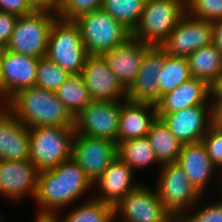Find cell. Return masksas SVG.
I'll list each match as a JSON object with an SVG mask.
<instances>
[{
    "mask_svg": "<svg viewBox=\"0 0 222 222\" xmlns=\"http://www.w3.org/2000/svg\"><path fill=\"white\" fill-rule=\"evenodd\" d=\"M156 159L162 165L177 161L183 143L172 134L162 119L158 118L151 125L147 134Z\"/></svg>",
    "mask_w": 222,
    "mask_h": 222,
    "instance_id": "d4e9b609",
    "label": "cell"
},
{
    "mask_svg": "<svg viewBox=\"0 0 222 222\" xmlns=\"http://www.w3.org/2000/svg\"><path fill=\"white\" fill-rule=\"evenodd\" d=\"M35 10L28 0H0V11L8 12L16 16L28 15Z\"/></svg>",
    "mask_w": 222,
    "mask_h": 222,
    "instance_id": "8d00e7d4",
    "label": "cell"
},
{
    "mask_svg": "<svg viewBox=\"0 0 222 222\" xmlns=\"http://www.w3.org/2000/svg\"><path fill=\"white\" fill-rule=\"evenodd\" d=\"M46 57L70 75H80L88 57L79 26L59 17L54 21Z\"/></svg>",
    "mask_w": 222,
    "mask_h": 222,
    "instance_id": "5b68a950",
    "label": "cell"
},
{
    "mask_svg": "<svg viewBox=\"0 0 222 222\" xmlns=\"http://www.w3.org/2000/svg\"><path fill=\"white\" fill-rule=\"evenodd\" d=\"M103 0H58L57 16L66 21H74L79 16L101 9Z\"/></svg>",
    "mask_w": 222,
    "mask_h": 222,
    "instance_id": "1f68e13d",
    "label": "cell"
},
{
    "mask_svg": "<svg viewBox=\"0 0 222 222\" xmlns=\"http://www.w3.org/2000/svg\"><path fill=\"white\" fill-rule=\"evenodd\" d=\"M58 18L56 10H35L18 16L7 50L26 56H46L50 31Z\"/></svg>",
    "mask_w": 222,
    "mask_h": 222,
    "instance_id": "8992f818",
    "label": "cell"
},
{
    "mask_svg": "<svg viewBox=\"0 0 222 222\" xmlns=\"http://www.w3.org/2000/svg\"><path fill=\"white\" fill-rule=\"evenodd\" d=\"M211 203L206 204L205 207L203 205L199 209L193 207V210H190L193 214L183 215L184 222H222V199ZM194 208L197 209L195 212Z\"/></svg>",
    "mask_w": 222,
    "mask_h": 222,
    "instance_id": "e575fe53",
    "label": "cell"
},
{
    "mask_svg": "<svg viewBox=\"0 0 222 222\" xmlns=\"http://www.w3.org/2000/svg\"><path fill=\"white\" fill-rule=\"evenodd\" d=\"M34 222H57L54 217H36Z\"/></svg>",
    "mask_w": 222,
    "mask_h": 222,
    "instance_id": "ee69618b",
    "label": "cell"
},
{
    "mask_svg": "<svg viewBox=\"0 0 222 222\" xmlns=\"http://www.w3.org/2000/svg\"><path fill=\"white\" fill-rule=\"evenodd\" d=\"M39 59L4 49L3 104L17 91L35 86Z\"/></svg>",
    "mask_w": 222,
    "mask_h": 222,
    "instance_id": "e0dca14e",
    "label": "cell"
},
{
    "mask_svg": "<svg viewBox=\"0 0 222 222\" xmlns=\"http://www.w3.org/2000/svg\"><path fill=\"white\" fill-rule=\"evenodd\" d=\"M121 101L93 100L74 118L75 133L107 138L117 144Z\"/></svg>",
    "mask_w": 222,
    "mask_h": 222,
    "instance_id": "9c48e42d",
    "label": "cell"
},
{
    "mask_svg": "<svg viewBox=\"0 0 222 222\" xmlns=\"http://www.w3.org/2000/svg\"><path fill=\"white\" fill-rule=\"evenodd\" d=\"M186 13L208 22L222 19V0H185Z\"/></svg>",
    "mask_w": 222,
    "mask_h": 222,
    "instance_id": "d6a6232c",
    "label": "cell"
},
{
    "mask_svg": "<svg viewBox=\"0 0 222 222\" xmlns=\"http://www.w3.org/2000/svg\"><path fill=\"white\" fill-rule=\"evenodd\" d=\"M183 144L198 143L213 125L212 105L184 108L169 114H157Z\"/></svg>",
    "mask_w": 222,
    "mask_h": 222,
    "instance_id": "4fadbf2b",
    "label": "cell"
},
{
    "mask_svg": "<svg viewBox=\"0 0 222 222\" xmlns=\"http://www.w3.org/2000/svg\"><path fill=\"white\" fill-rule=\"evenodd\" d=\"M69 76L67 71L45 56L39 59L35 86L56 92Z\"/></svg>",
    "mask_w": 222,
    "mask_h": 222,
    "instance_id": "4dcf8cb0",
    "label": "cell"
},
{
    "mask_svg": "<svg viewBox=\"0 0 222 222\" xmlns=\"http://www.w3.org/2000/svg\"><path fill=\"white\" fill-rule=\"evenodd\" d=\"M36 10H56V0H28Z\"/></svg>",
    "mask_w": 222,
    "mask_h": 222,
    "instance_id": "ab89813d",
    "label": "cell"
},
{
    "mask_svg": "<svg viewBox=\"0 0 222 222\" xmlns=\"http://www.w3.org/2000/svg\"><path fill=\"white\" fill-rule=\"evenodd\" d=\"M187 60L192 77L209 86L222 76V54L213 43L193 52Z\"/></svg>",
    "mask_w": 222,
    "mask_h": 222,
    "instance_id": "cb8c5ba5",
    "label": "cell"
},
{
    "mask_svg": "<svg viewBox=\"0 0 222 222\" xmlns=\"http://www.w3.org/2000/svg\"><path fill=\"white\" fill-rule=\"evenodd\" d=\"M39 170L30 159L0 160V195L18 202L26 196L35 198Z\"/></svg>",
    "mask_w": 222,
    "mask_h": 222,
    "instance_id": "5bb4252c",
    "label": "cell"
},
{
    "mask_svg": "<svg viewBox=\"0 0 222 222\" xmlns=\"http://www.w3.org/2000/svg\"><path fill=\"white\" fill-rule=\"evenodd\" d=\"M146 0H103L101 9L131 33L138 25Z\"/></svg>",
    "mask_w": 222,
    "mask_h": 222,
    "instance_id": "f546056e",
    "label": "cell"
},
{
    "mask_svg": "<svg viewBox=\"0 0 222 222\" xmlns=\"http://www.w3.org/2000/svg\"><path fill=\"white\" fill-rule=\"evenodd\" d=\"M4 48L0 47V102L3 104L2 56Z\"/></svg>",
    "mask_w": 222,
    "mask_h": 222,
    "instance_id": "b9f144b4",
    "label": "cell"
},
{
    "mask_svg": "<svg viewBox=\"0 0 222 222\" xmlns=\"http://www.w3.org/2000/svg\"><path fill=\"white\" fill-rule=\"evenodd\" d=\"M3 105L28 128L74 127V118L56 92L38 86L17 91Z\"/></svg>",
    "mask_w": 222,
    "mask_h": 222,
    "instance_id": "7a4b0ae2",
    "label": "cell"
},
{
    "mask_svg": "<svg viewBox=\"0 0 222 222\" xmlns=\"http://www.w3.org/2000/svg\"><path fill=\"white\" fill-rule=\"evenodd\" d=\"M29 136V159L39 170L57 167L72 158L74 127H33Z\"/></svg>",
    "mask_w": 222,
    "mask_h": 222,
    "instance_id": "277c9868",
    "label": "cell"
},
{
    "mask_svg": "<svg viewBox=\"0 0 222 222\" xmlns=\"http://www.w3.org/2000/svg\"><path fill=\"white\" fill-rule=\"evenodd\" d=\"M210 86L198 78H191L172 92L161 97L156 103L157 114H169L184 108L211 105Z\"/></svg>",
    "mask_w": 222,
    "mask_h": 222,
    "instance_id": "603a6c76",
    "label": "cell"
},
{
    "mask_svg": "<svg viewBox=\"0 0 222 222\" xmlns=\"http://www.w3.org/2000/svg\"><path fill=\"white\" fill-rule=\"evenodd\" d=\"M117 157V144L107 138H97L75 133L72 158L94 183Z\"/></svg>",
    "mask_w": 222,
    "mask_h": 222,
    "instance_id": "8fae6325",
    "label": "cell"
},
{
    "mask_svg": "<svg viewBox=\"0 0 222 222\" xmlns=\"http://www.w3.org/2000/svg\"><path fill=\"white\" fill-rule=\"evenodd\" d=\"M30 129L4 105L0 107V160L29 159Z\"/></svg>",
    "mask_w": 222,
    "mask_h": 222,
    "instance_id": "ffe728a7",
    "label": "cell"
},
{
    "mask_svg": "<svg viewBox=\"0 0 222 222\" xmlns=\"http://www.w3.org/2000/svg\"><path fill=\"white\" fill-rule=\"evenodd\" d=\"M143 183L114 206V222L118 214L123 222H161L169 215L156 190Z\"/></svg>",
    "mask_w": 222,
    "mask_h": 222,
    "instance_id": "7c38bea8",
    "label": "cell"
},
{
    "mask_svg": "<svg viewBox=\"0 0 222 222\" xmlns=\"http://www.w3.org/2000/svg\"><path fill=\"white\" fill-rule=\"evenodd\" d=\"M89 200L83 202L77 208L67 211L64 218L55 216L57 222H114V207L89 196Z\"/></svg>",
    "mask_w": 222,
    "mask_h": 222,
    "instance_id": "f1b7e54d",
    "label": "cell"
},
{
    "mask_svg": "<svg viewBox=\"0 0 222 222\" xmlns=\"http://www.w3.org/2000/svg\"><path fill=\"white\" fill-rule=\"evenodd\" d=\"M80 75L92 100L127 99V91L118 82L102 55H88Z\"/></svg>",
    "mask_w": 222,
    "mask_h": 222,
    "instance_id": "9a60e30c",
    "label": "cell"
},
{
    "mask_svg": "<svg viewBox=\"0 0 222 222\" xmlns=\"http://www.w3.org/2000/svg\"><path fill=\"white\" fill-rule=\"evenodd\" d=\"M79 26L88 55H102L131 37V32L102 9L79 16Z\"/></svg>",
    "mask_w": 222,
    "mask_h": 222,
    "instance_id": "52a82bcc",
    "label": "cell"
},
{
    "mask_svg": "<svg viewBox=\"0 0 222 222\" xmlns=\"http://www.w3.org/2000/svg\"><path fill=\"white\" fill-rule=\"evenodd\" d=\"M91 187L93 183L73 158L39 171L34 200L41 209L36 217L57 216L60 209L82 198Z\"/></svg>",
    "mask_w": 222,
    "mask_h": 222,
    "instance_id": "6da1fadb",
    "label": "cell"
},
{
    "mask_svg": "<svg viewBox=\"0 0 222 222\" xmlns=\"http://www.w3.org/2000/svg\"><path fill=\"white\" fill-rule=\"evenodd\" d=\"M185 13V0H146L131 36L160 47Z\"/></svg>",
    "mask_w": 222,
    "mask_h": 222,
    "instance_id": "3957f363",
    "label": "cell"
},
{
    "mask_svg": "<svg viewBox=\"0 0 222 222\" xmlns=\"http://www.w3.org/2000/svg\"><path fill=\"white\" fill-rule=\"evenodd\" d=\"M212 43V23L185 13L160 48L169 56L188 58Z\"/></svg>",
    "mask_w": 222,
    "mask_h": 222,
    "instance_id": "30bf717a",
    "label": "cell"
},
{
    "mask_svg": "<svg viewBox=\"0 0 222 222\" xmlns=\"http://www.w3.org/2000/svg\"><path fill=\"white\" fill-rule=\"evenodd\" d=\"M201 142L205 146L211 162L219 170L220 176L217 179H220L219 183L222 186V131L212 125Z\"/></svg>",
    "mask_w": 222,
    "mask_h": 222,
    "instance_id": "836d02e7",
    "label": "cell"
},
{
    "mask_svg": "<svg viewBox=\"0 0 222 222\" xmlns=\"http://www.w3.org/2000/svg\"><path fill=\"white\" fill-rule=\"evenodd\" d=\"M156 119V104L123 100L119 117L117 144L147 136Z\"/></svg>",
    "mask_w": 222,
    "mask_h": 222,
    "instance_id": "7402d4cb",
    "label": "cell"
},
{
    "mask_svg": "<svg viewBox=\"0 0 222 222\" xmlns=\"http://www.w3.org/2000/svg\"><path fill=\"white\" fill-rule=\"evenodd\" d=\"M213 125L222 131V106L213 111Z\"/></svg>",
    "mask_w": 222,
    "mask_h": 222,
    "instance_id": "60d3db41",
    "label": "cell"
},
{
    "mask_svg": "<svg viewBox=\"0 0 222 222\" xmlns=\"http://www.w3.org/2000/svg\"><path fill=\"white\" fill-rule=\"evenodd\" d=\"M210 99L213 111L222 106V76L210 86Z\"/></svg>",
    "mask_w": 222,
    "mask_h": 222,
    "instance_id": "74e56055",
    "label": "cell"
},
{
    "mask_svg": "<svg viewBox=\"0 0 222 222\" xmlns=\"http://www.w3.org/2000/svg\"><path fill=\"white\" fill-rule=\"evenodd\" d=\"M159 169L161 170L155 190L167 212L181 216L190 213L203 196L176 162L162 164Z\"/></svg>",
    "mask_w": 222,
    "mask_h": 222,
    "instance_id": "ba28073f",
    "label": "cell"
},
{
    "mask_svg": "<svg viewBox=\"0 0 222 222\" xmlns=\"http://www.w3.org/2000/svg\"><path fill=\"white\" fill-rule=\"evenodd\" d=\"M56 96L73 118L93 101L81 75H70Z\"/></svg>",
    "mask_w": 222,
    "mask_h": 222,
    "instance_id": "4316f807",
    "label": "cell"
},
{
    "mask_svg": "<svg viewBox=\"0 0 222 222\" xmlns=\"http://www.w3.org/2000/svg\"><path fill=\"white\" fill-rule=\"evenodd\" d=\"M192 78L187 58L169 56L164 52V63L158 75L159 100L183 82Z\"/></svg>",
    "mask_w": 222,
    "mask_h": 222,
    "instance_id": "83f0119b",
    "label": "cell"
},
{
    "mask_svg": "<svg viewBox=\"0 0 222 222\" xmlns=\"http://www.w3.org/2000/svg\"><path fill=\"white\" fill-rule=\"evenodd\" d=\"M161 222H184L183 216L177 214H169Z\"/></svg>",
    "mask_w": 222,
    "mask_h": 222,
    "instance_id": "7bdbcfd3",
    "label": "cell"
},
{
    "mask_svg": "<svg viewBox=\"0 0 222 222\" xmlns=\"http://www.w3.org/2000/svg\"><path fill=\"white\" fill-rule=\"evenodd\" d=\"M176 163L183 169L190 183L204 196L207 185L210 184L218 169L211 162L202 142L184 144Z\"/></svg>",
    "mask_w": 222,
    "mask_h": 222,
    "instance_id": "44dd1931",
    "label": "cell"
},
{
    "mask_svg": "<svg viewBox=\"0 0 222 222\" xmlns=\"http://www.w3.org/2000/svg\"><path fill=\"white\" fill-rule=\"evenodd\" d=\"M213 44L222 54V19L212 23Z\"/></svg>",
    "mask_w": 222,
    "mask_h": 222,
    "instance_id": "f35d334b",
    "label": "cell"
},
{
    "mask_svg": "<svg viewBox=\"0 0 222 222\" xmlns=\"http://www.w3.org/2000/svg\"><path fill=\"white\" fill-rule=\"evenodd\" d=\"M151 47V45L131 36L124 43L102 54L109 69L126 91L134 82L143 57Z\"/></svg>",
    "mask_w": 222,
    "mask_h": 222,
    "instance_id": "2e32d148",
    "label": "cell"
},
{
    "mask_svg": "<svg viewBox=\"0 0 222 222\" xmlns=\"http://www.w3.org/2000/svg\"><path fill=\"white\" fill-rule=\"evenodd\" d=\"M18 16L0 11V47L6 49Z\"/></svg>",
    "mask_w": 222,
    "mask_h": 222,
    "instance_id": "d590c367",
    "label": "cell"
},
{
    "mask_svg": "<svg viewBox=\"0 0 222 222\" xmlns=\"http://www.w3.org/2000/svg\"><path fill=\"white\" fill-rule=\"evenodd\" d=\"M164 63V51L152 46L144 55L140 70L127 90V100L156 104L159 101L158 75Z\"/></svg>",
    "mask_w": 222,
    "mask_h": 222,
    "instance_id": "ac0fdd59",
    "label": "cell"
},
{
    "mask_svg": "<svg viewBox=\"0 0 222 222\" xmlns=\"http://www.w3.org/2000/svg\"><path fill=\"white\" fill-rule=\"evenodd\" d=\"M133 173L132 168L117 156L93 183L100 188L98 196L94 194L93 197L114 207L141 184L133 180Z\"/></svg>",
    "mask_w": 222,
    "mask_h": 222,
    "instance_id": "d6986e66",
    "label": "cell"
},
{
    "mask_svg": "<svg viewBox=\"0 0 222 222\" xmlns=\"http://www.w3.org/2000/svg\"><path fill=\"white\" fill-rule=\"evenodd\" d=\"M117 156L132 170L160 165L147 136L130 139L117 144Z\"/></svg>",
    "mask_w": 222,
    "mask_h": 222,
    "instance_id": "484cf974",
    "label": "cell"
}]
</instances>
